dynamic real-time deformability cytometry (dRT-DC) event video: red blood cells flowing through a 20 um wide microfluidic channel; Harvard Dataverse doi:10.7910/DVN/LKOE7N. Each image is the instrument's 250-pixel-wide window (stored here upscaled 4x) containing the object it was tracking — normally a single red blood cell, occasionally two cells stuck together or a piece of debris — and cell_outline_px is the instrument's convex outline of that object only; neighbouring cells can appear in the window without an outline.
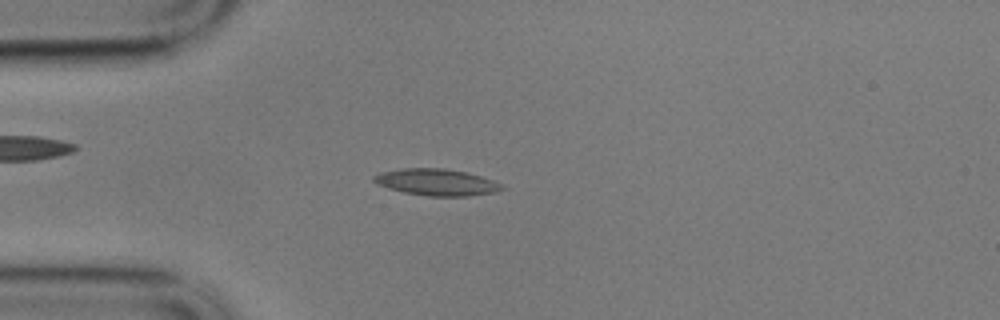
{"species": "common noctule bat (a hibernating species)", "species_latin": "Nyctalus noctula", "temperature_condition": "cold", "stored_images_in_passage": 57, "camera_frame_rate_fps": 3000, "um_per_image_px": 0.085, "animal": {"sex": "male", "body_mass_g": 17.9}, "frame": {"image": 1, "passage_image": 14, "time_ms": 4.333, "image_size_px": [1000, 320], "cell_outline_px": [[504, 188], [496, 192], [468, 196], [428, 196], [404, 192], [388, 188], [376, 184], [372, 180], [372, 176], [380, 172], [400, 168], [444, 168], [468, 172], [504, 184]], "centroid_in_image_um": [37.09, 15.48], "position_along_channel_um": 47.9, "area_um2": 20.06}}
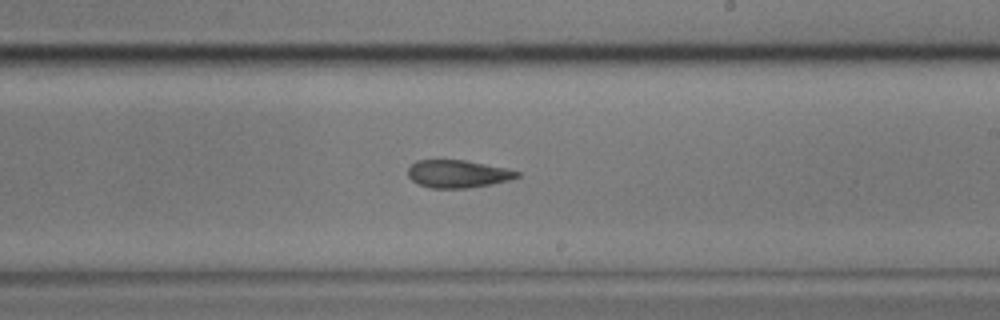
{"frame": {"image": 2, "passage_image": 33, "time_ms": 10.667, "image_size_px": [1000, 320], "cell_outline_px": [[520, 176], [508, 180], [492, 184], [468, 188], [428, 188], [416, 184], [408, 176], [408, 168], [416, 160], [464, 160], [508, 168], [520, 172]], "centroid_in_image_um": [38.9, 14.78], "position_along_channel_um": 250.1, "area_um2": 17.74}}
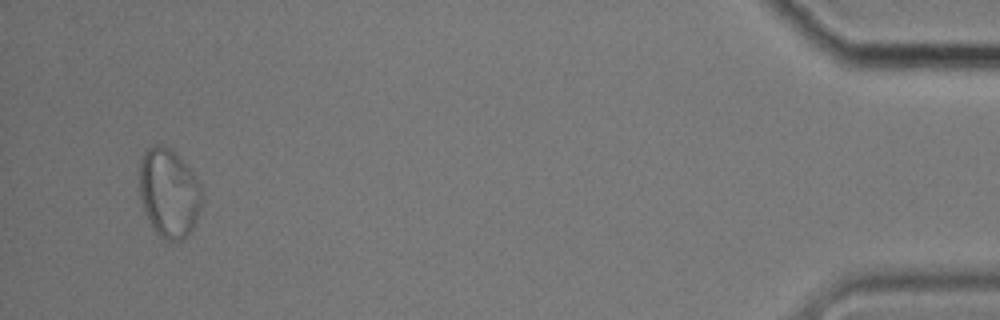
{"frame": {"image": 3, "passage_image": 55, "time_ms": 18.0, "image_size_px": [1000, 320], "cell_outline_px": [[200, 208], [192, 232], [180, 240], [168, 240], [160, 236], [156, 232], [144, 208], [140, 196], [140, 160], [144, 152], [152, 144], [160, 144], [176, 152], [180, 156], [200, 180]], "centroid_in_image_um": [14.37, 16.35], "position_along_channel_um": 420.8, "area_um2": 32.19}, "authors_computed_cell_mechanics": {"area_um2": 19.4208, "velocity_mm_per_s": 3.3864, "shape_relaxation_time_tau1_ms": null, "shape_relaxation_time_tau2_ms": 4.9249, "deformation_change_tau1": null, "deformation_change_tau2": 0.1216}}